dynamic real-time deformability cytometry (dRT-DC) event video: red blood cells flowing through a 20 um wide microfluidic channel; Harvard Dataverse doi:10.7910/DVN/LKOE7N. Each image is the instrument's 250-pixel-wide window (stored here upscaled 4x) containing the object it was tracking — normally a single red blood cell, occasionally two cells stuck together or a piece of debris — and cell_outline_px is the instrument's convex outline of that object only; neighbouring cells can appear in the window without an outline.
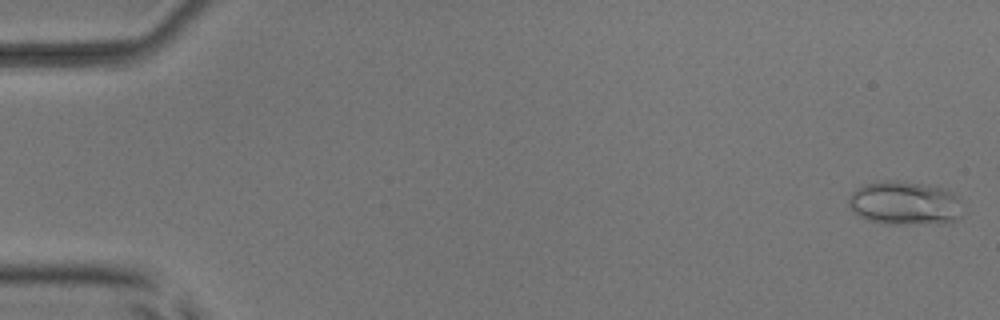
{"species": "common noctule bat (a hibernating species)", "species_latin": "Nyctalus noctula", "temperature_condition": "room temperature", "stored_images_in_passage": 33, "camera_frame_rate_fps": 3000, "um_per_image_px": 0.085, "animal": {"sex": "male", "body_mass_g": 17.9, "forearm_length_mm": 54.2}, "frame": {"image": 1, "passage_image": 1, "time_ms": 0.0, "image_size_px": [1000, 320], "cell_outline_px": [[960, 216], [956, 220], [948, 224], [884, 224], [868, 220], [852, 212], [848, 204], [848, 200], [852, 192], [856, 188], [864, 184], [884, 180], [900, 180], [936, 184], [952, 192], [956, 196]], "centroid_in_image_um": [76.88, 17.26], "position_along_channel_um": 8.1, "area_um2": 29.71}}
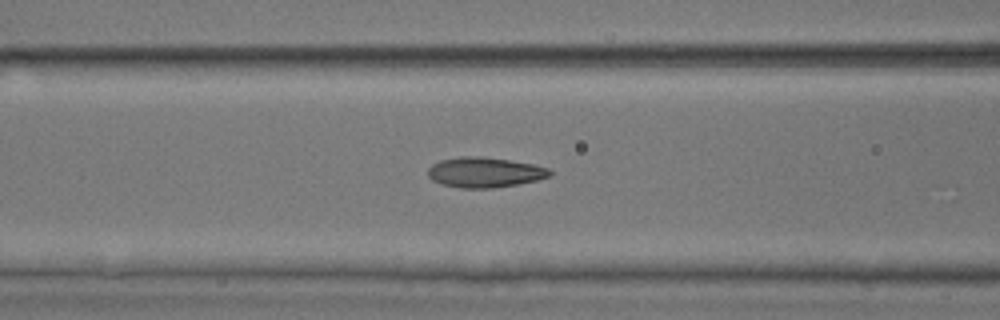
{"frame": {"image": 2, "passage_image": 22, "time_ms": 7.0, "image_size_px": [1000, 320], "cell_outline_px": [[552, 176], [536, 180], [516, 184], [492, 188], [460, 188], [440, 184], [432, 180], [428, 176], [428, 168], [432, 164], [440, 160], [460, 156], [484, 156], [536, 164], [548, 168], [552, 172]], "centroid_in_image_um": [41.19, 14.64], "position_along_channel_um": 125.4, "area_um2": 21.68}}
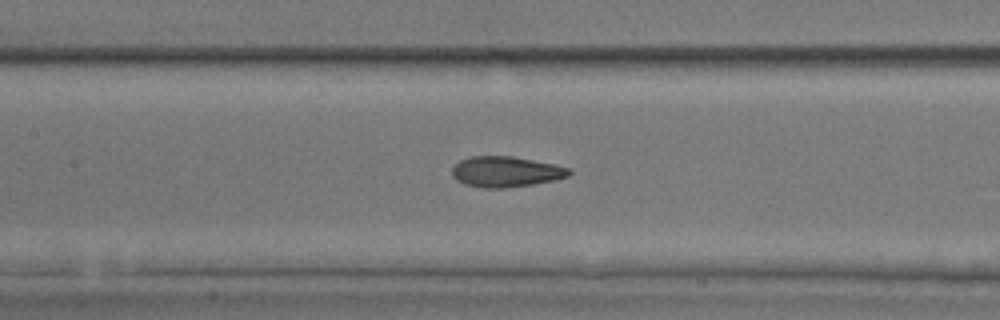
{"frame": {"image": 3, "passage_image": 25, "time_ms": 8.0, "image_size_px": [1000, 320], "cell_outline_px": [[572, 172], [568, 176], [552, 180], [532, 184], [504, 188], [484, 188], [464, 184], [456, 180], [452, 176], [452, 168], [460, 160], [472, 156], [512, 156], [556, 164], [568, 168]], "centroid_in_image_um": [42.97, 14.59], "position_along_channel_um": 164.4, "area_um2": 20.81}}